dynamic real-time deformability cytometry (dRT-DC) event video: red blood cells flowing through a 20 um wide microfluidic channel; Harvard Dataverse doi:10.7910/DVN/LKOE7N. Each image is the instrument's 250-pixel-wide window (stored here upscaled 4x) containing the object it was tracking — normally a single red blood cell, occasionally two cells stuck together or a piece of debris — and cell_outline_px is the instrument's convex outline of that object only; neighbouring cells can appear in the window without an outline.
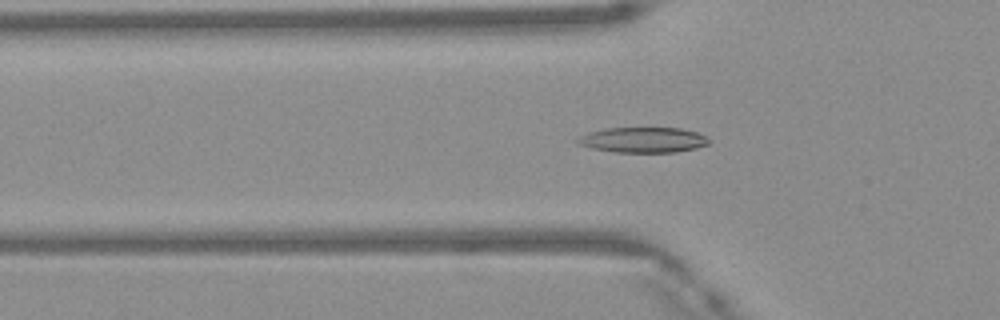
{"species": "Egyptian fruit bat (a non-hibernating species)", "species_latin": "Rousettus aegyptiacus", "temperature_condition": "warm", "stored_images_in_passage": 43, "camera_frame_rate_fps": 3000, "um_per_image_px": 0.085, "frame": {"image": 1, "passage_image": 11, "time_ms": 3.333, "image_size_px": [1000, 320], "cell_outline_px": [[712, 140], [708, 144], [696, 148], [676, 152], [616, 152], [592, 148], [576, 144], [576, 140], [580, 136], [588, 132], [604, 128], [680, 128], [696, 132], [708, 136]], "centroid_in_image_um": [54.68, 11.89], "position_along_channel_um": 71.1, "area_um2": 19.54}}
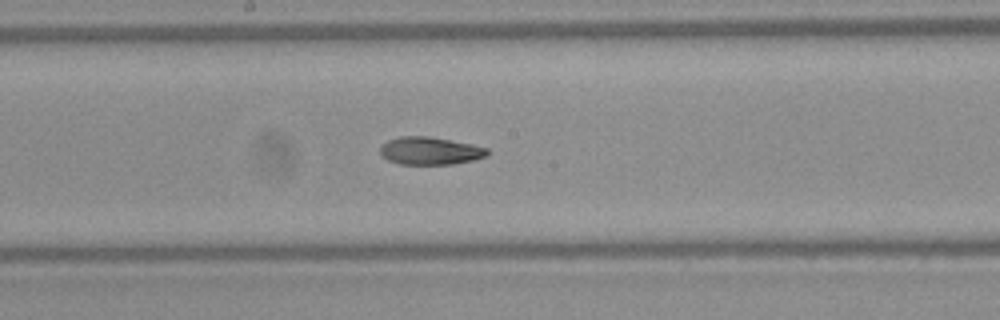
{"frame": {"image": 2, "passage_image": 21, "time_ms": 6.667, "image_size_px": [1000, 320], "cell_outline_px": [[488, 156], [472, 160], [452, 164], [400, 164], [388, 160], [380, 156], [380, 148], [388, 140], [400, 136], [428, 136], [472, 144], [488, 148]], "centroid_in_image_um": [36.55, 12.82], "position_along_channel_um": 211.7, "area_um2": 17.28}}
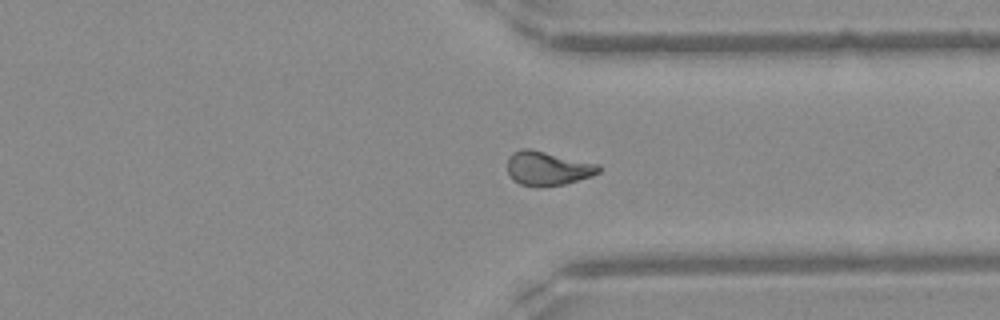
{"frame": {"image": 3, "passage_image": 32, "time_ms": 10.333, "image_size_px": [1000, 320], "cell_outline_px": [[600, 172], [592, 176], [564, 184], [540, 188], [520, 184], [512, 180], [508, 172], [508, 156], [512, 152], [520, 148], [528, 148], [600, 164]], "centroid_in_image_um": [46.53, 14.32], "position_along_channel_um": 364.9, "area_um2": 18.38}, "authors_computed_cell_mechanics": {"area_um2": 17.918, "velocity_mm_per_s": 4.1873, "shape_relaxation_time_tau1_ms": null, "shape_relaxation_time_tau2_ms": 4.554, "deformation_change_tau1": null, "deformation_change_tau2": 0.1132}}